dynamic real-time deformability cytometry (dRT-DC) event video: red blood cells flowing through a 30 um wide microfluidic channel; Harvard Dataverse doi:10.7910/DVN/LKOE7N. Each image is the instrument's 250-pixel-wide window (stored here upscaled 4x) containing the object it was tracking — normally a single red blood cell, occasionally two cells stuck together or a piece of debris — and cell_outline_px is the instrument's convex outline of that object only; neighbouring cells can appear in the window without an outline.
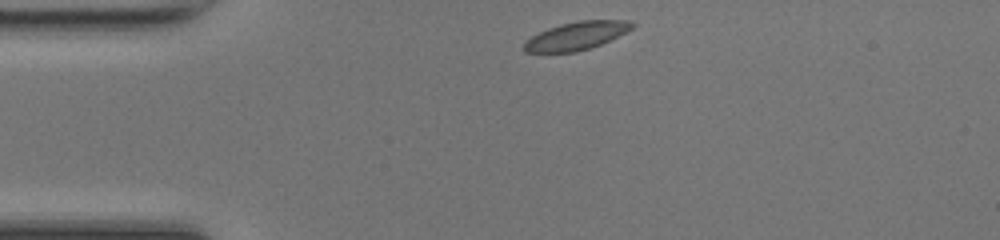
{"species": "common noctule bat (a hibernating species)", "species_latin": "Nyctalus noctula", "temperature_condition": "room temperature", "stored_images_in_passage": 39, "camera_frame_rate_fps": 3000, "um_per_image_px": 0.085, "animal": {"sex": "female", "body_mass_g": 17.0, "forearm_length_mm": 48.0}, "frame": {"image": 1, "passage_image": 1, "time_ms": 0.0, "image_size_px": [1000, 240], "cell_outline_px": [[636, 24], [632, 28], [600, 44], [576, 52], [524, 52], [524, 40], [548, 28], [560, 24], [580, 20], [632, 20]], "centroid_in_image_um": [48.98, 3.03], "position_along_channel_um": 36.0, "area_um2": 17.46}}
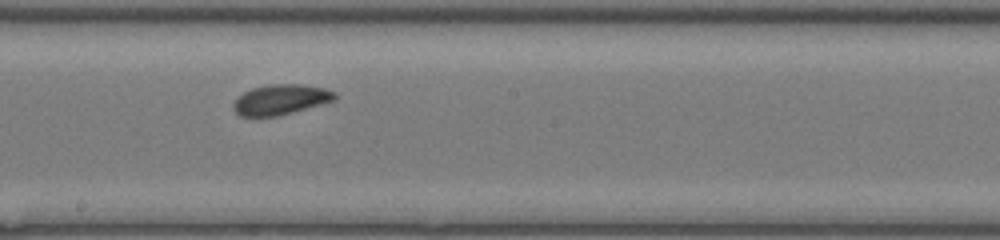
{"frame": {"image": 2, "passage_image": 17, "time_ms": 5.333, "image_size_px": [1000, 240], "cell_outline_px": [[336, 100], [292, 112], [276, 116], [240, 116], [232, 108], [232, 104], [244, 92], [252, 88], [272, 84], [300, 84], [324, 88], [336, 92]], "centroid_in_image_um": [23.87, 8.46], "position_along_channel_um": 224.3, "area_um2": 17.69}}
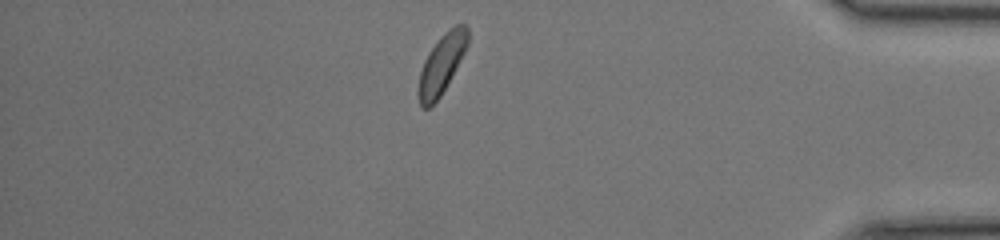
{"frame": {"image": 3, "passage_image": 32, "time_ms": 10.333, "image_size_px": [1000, 240], "cell_outline_px": [[468, 44], [464, 52], [440, 96], [428, 108], [420, 108], [416, 92], [420, 72], [424, 60], [428, 52], [440, 36], [448, 28], [456, 24], [464, 24], [468, 28]], "centroid_in_image_um": [37.49, 5.45], "position_along_channel_um": 397.7, "area_um2": 16.99}, "authors_computed_cell_mechanics": {"area_um2": 17.629, "velocity_mm_per_s": 4.236, "shape_relaxation_time_tau1_ms": 3.2634, "shape_relaxation_time_tau2_ms": 2.2434, "deformation_change_tau1": 0.0605, "deformation_change_tau2": 0.063}}